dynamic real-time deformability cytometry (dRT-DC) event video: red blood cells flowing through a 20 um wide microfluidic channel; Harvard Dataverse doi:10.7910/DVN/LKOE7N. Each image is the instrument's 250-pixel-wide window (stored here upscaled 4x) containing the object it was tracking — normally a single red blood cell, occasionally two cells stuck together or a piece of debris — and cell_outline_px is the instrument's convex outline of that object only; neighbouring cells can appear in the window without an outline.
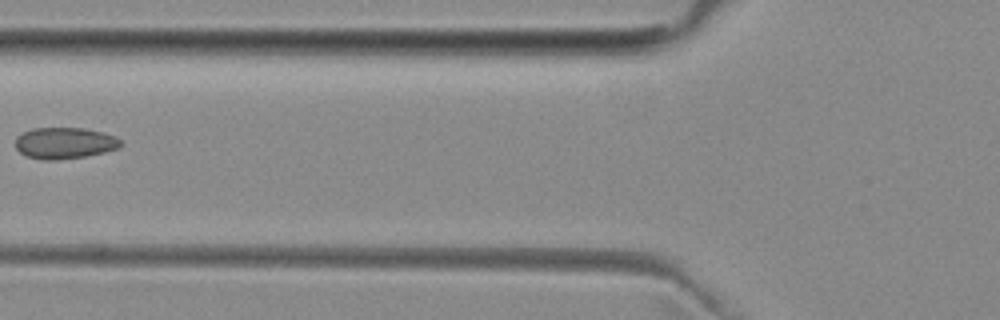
{"species": "common noctule bat (a hibernating species)", "species_latin": "Nyctalus noctula", "temperature_condition": "room temperature", "stored_images_in_passage": 2, "camera_frame_rate_fps": 3000, "um_per_image_px": 0.085, "animal": {"sex": "female", "body_mass_g": 29.2, "forearm_length_mm": 56.3}, "frame": {"image": 1, "passage_image": 2, "time_ms": 1.333, "image_size_px": [1000, 320], "cell_outline_px": [[120, 148], [104, 152], [84, 156], [56, 160], [44, 160], [28, 156], [20, 152], [16, 148], [16, 136], [32, 128], [84, 128], [104, 132], [116, 136], [120, 140]], "centroid_in_image_um": [5.5, 12.15], "position_along_channel_um": 120.3, "area_um2": 19.19}}